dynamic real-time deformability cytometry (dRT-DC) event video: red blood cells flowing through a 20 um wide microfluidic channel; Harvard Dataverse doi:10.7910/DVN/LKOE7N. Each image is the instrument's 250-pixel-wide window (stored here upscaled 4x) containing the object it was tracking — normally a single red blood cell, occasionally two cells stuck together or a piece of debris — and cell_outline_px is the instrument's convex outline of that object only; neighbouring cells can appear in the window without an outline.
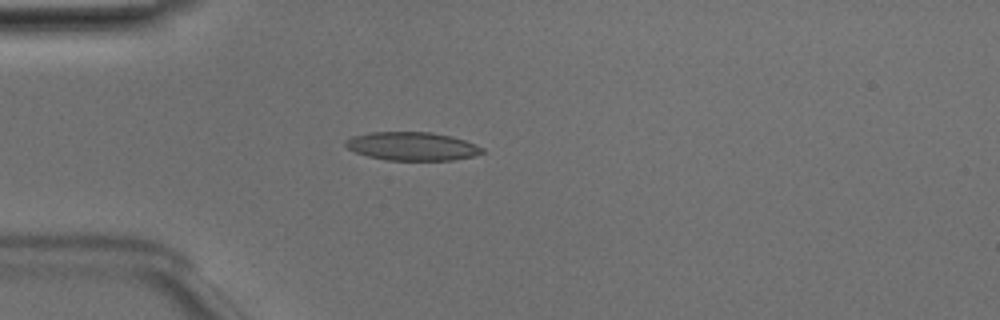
{"species": "Egyptian fruit bat (a non-hibernating species)", "species_latin": "Rousettus aegyptiacus", "temperature_condition": "room temperature", "stored_images_in_passage": 50, "camera_frame_rate_fps": 3000, "um_per_image_px": 0.085, "animal": {"sex": "male"}, "frame": {"image": 1, "passage_image": 14, "time_ms": 4.333, "image_size_px": [1000, 320], "cell_outline_px": [[484, 152], [472, 156], [452, 160], [388, 160], [368, 156], [356, 152], [348, 148], [344, 144], [344, 140], [352, 136], [368, 132], [432, 132], [452, 136], [476, 144], [484, 148]], "centroid_in_image_um": [35.02, 12.42], "position_along_channel_um": 50.0, "area_um2": 22.66}}
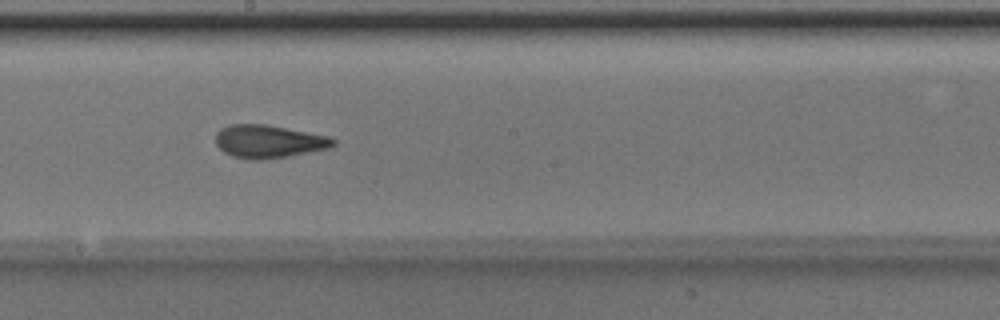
{"frame": {"image": 2, "passage_image": 28, "time_ms": 9.0, "image_size_px": [1000, 320], "cell_outline_px": [[336, 144], [328, 148], [288, 156], [260, 160], [252, 160], [232, 156], [224, 152], [216, 144], [216, 132], [220, 128], [228, 124], [264, 124], [328, 136], [336, 140]], "centroid_in_image_um": [22.8, 12.02], "position_along_channel_um": 225.4, "area_um2": 22.48}}
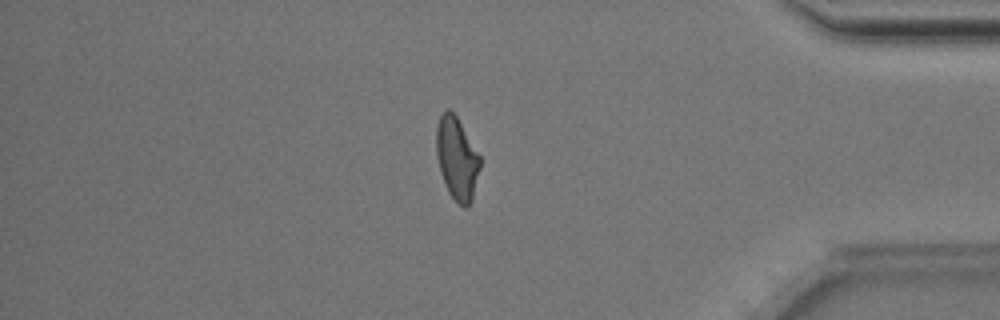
{"frame": {"image": 3, "passage_image": 43, "time_ms": 14.0, "image_size_px": [1000, 320], "cell_outline_px": [[480, 168], [472, 200], [468, 208], [464, 208], [448, 192], [444, 184], [436, 152], [436, 128], [440, 116], [448, 108], [456, 116], [480, 156]], "centroid_in_image_um": [38.84, 13.49], "position_along_channel_um": 396.4, "area_um2": 20.75}, "authors_computed_cell_mechanics": {"area_um2": 22.0507, "velocity_mm_per_s": 4.018, "shape_relaxation_time_tau1_ms": 4.8778, "shape_relaxation_time_tau2_ms": 1.7367, "deformation_change_tau1": 0.1605, "deformation_change_tau2": 0.0915}}